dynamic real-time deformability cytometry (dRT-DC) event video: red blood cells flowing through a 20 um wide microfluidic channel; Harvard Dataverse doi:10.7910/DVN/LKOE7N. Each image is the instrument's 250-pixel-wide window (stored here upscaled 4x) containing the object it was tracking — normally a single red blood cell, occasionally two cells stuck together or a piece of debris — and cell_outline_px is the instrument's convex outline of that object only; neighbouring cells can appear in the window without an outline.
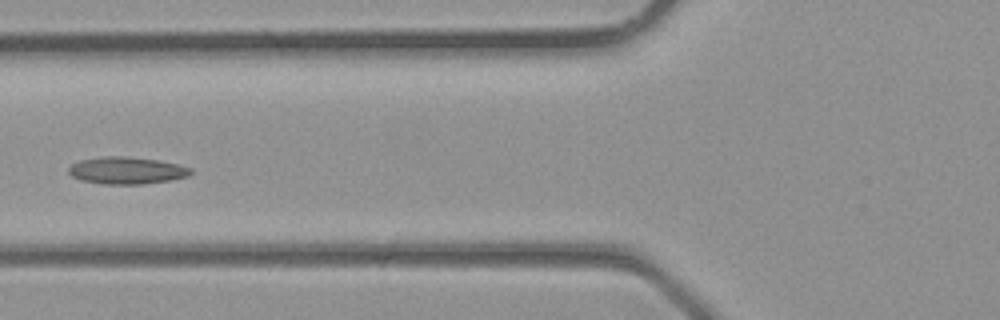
{"species": "common noctule bat (a hibernating species)", "species_latin": "Nyctalus noctula", "temperature_condition": "room temperature", "stored_images_in_passage": 4, "camera_frame_rate_fps": 3000, "um_per_image_px": 0.085, "animal": {"sex": "male", "body_mass_g": 23.1, "forearm_length_mm": 52.7}, "frame": {"image": 1, "passage_image": 4, "time_ms": 1.0, "image_size_px": [1000, 320], "cell_outline_px": [[192, 172], [188, 176], [172, 180], [140, 184], [104, 184], [80, 180], [72, 176], [68, 172], [68, 168], [72, 164], [80, 160], [104, 156], [124, 156], [156, 160], [180, 164], [192, 168]], "centroid_in_image_um": [10.78, 14.49], "position_along_channel_um": 115.0, "area_um2": 19.31}}